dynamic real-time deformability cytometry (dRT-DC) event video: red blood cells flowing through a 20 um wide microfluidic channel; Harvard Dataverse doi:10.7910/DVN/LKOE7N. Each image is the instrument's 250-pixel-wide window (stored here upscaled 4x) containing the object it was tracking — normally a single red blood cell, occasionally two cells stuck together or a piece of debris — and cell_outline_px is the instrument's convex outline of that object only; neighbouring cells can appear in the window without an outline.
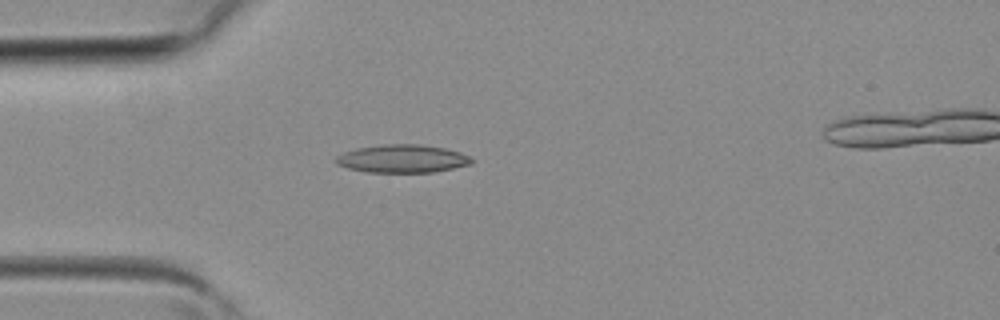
{"species": "common noctule bat (a hibernating species)", "species_latin": "Nyctalus noctula", "temperature_condition": "room temperature", "stored_images_in_passage": 3, "camera_frame_rate_fps": 3000, "um_per_image_px": 0.085, "animal": {"sex": "female", "body_mass_g": 19.3, "forearm_length_mm": 54.1}, "frame": {"image": 1, "passage_image": 2, "time_ms": 0.333, "image_size_px": [1000, 320], "cell_outline_px": [[476, 160], [472, 164], [432, 172], [364, 172], [348, 168], [336, 164], [336, 156], [344, 152], [356, 148], [384, 144], [420, 144], [444, 148], [460, 152]], "centroid_in_image_um": [34.2, 13.49], "position_along_channel_um": 50.8, "area_um2": 22.2}}